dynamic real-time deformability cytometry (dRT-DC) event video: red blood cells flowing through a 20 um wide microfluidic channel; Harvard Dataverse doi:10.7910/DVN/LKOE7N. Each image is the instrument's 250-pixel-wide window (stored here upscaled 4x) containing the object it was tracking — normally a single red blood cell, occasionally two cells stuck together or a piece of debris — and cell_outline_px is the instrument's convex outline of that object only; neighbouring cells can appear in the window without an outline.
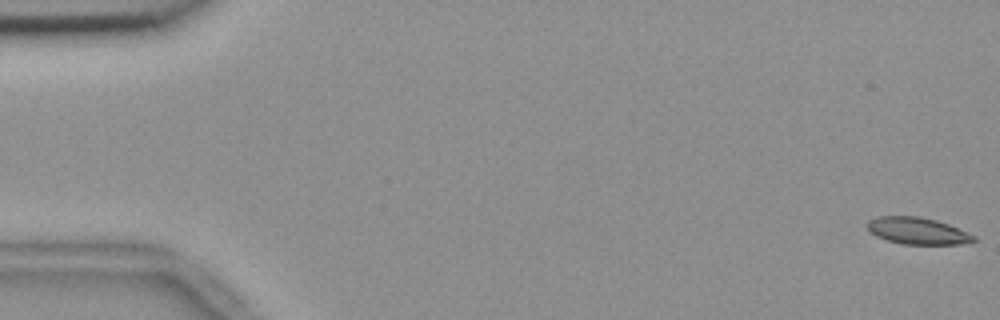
{"species": "common noctule bat (a hibernating species)", "species_latin": "Nyctalus noctula", "temperature_condition": "room temperature", "stored_images_in_passage": 56, "camera_frame_rate_fps": 3000, "um_per_image_px": 0.085, "animal": {"sex": "female", "body_mass_g": 18.4}, "frame": {"image": 1, "passage_image": 1, "time_ms": 0.0, "image_size_px": [1000, 320], "cell_outline_px": [[976, 240], [960, 244], [904, 244], [888, 240], [876, 236], [868, 228], [868, 220], [876, 216], [920, 216], [936, 220], [948, 224], [976, 236]], "centroid_in_image_um": [77.99, 19.61], "position_along_channel_um": 7.0, "area_um2": 16.47}}
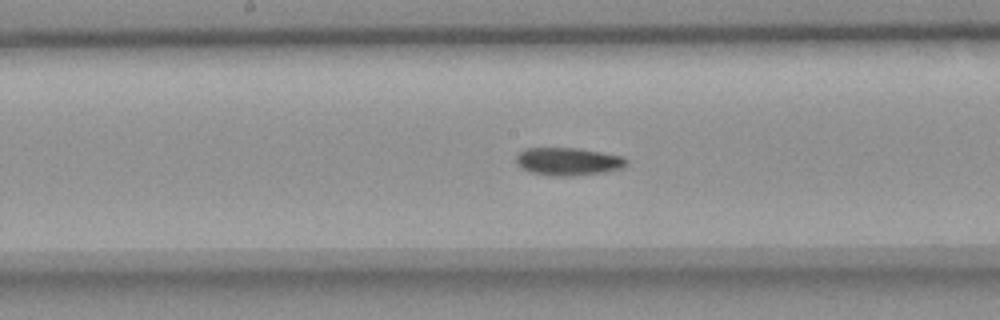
{"frame": {"image": 2, "passage_image": 29, "time_ms": 9.333, "image_size_px": [1000, 320], "cell_outline_px": [[628, 164], [624, 168], [604, 172], [572, 176], [552, 176], [532, 172], [520, 168], [516, 164], [516, 156], [524, 148], [576, 148], [624, 156], [628, 160]], "centroid_in_image_um": [48.31, 13.73], "position_along_channel_um": 199.9, "area_um2": 18.03}}
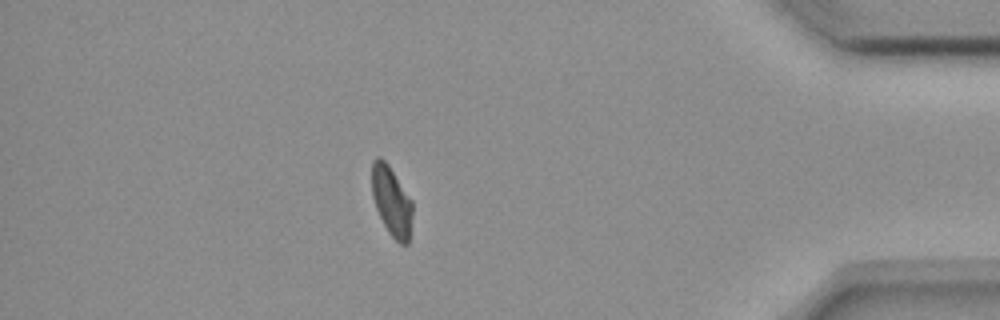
{"frame": {"image": 3, "passage_image": 49, "time_ms": 16.0, "image_size_px": [1000, 320], "cell_outline_px": [[412, 216], [408, 244], [400, 244], [388, 232], [376, 208], [372, 196], [372, 160], [376, 156], [380, 156], [388, 164], [412, 200]], "centroid_in_image_um": [33.28, 17.08], "position_along_channel_um": 401.9, "area_um2": 16.42}, "authors_computed_cell_mechanics": {"area_um2": 17.2822, "velocity_mm_per_s": 3.6626, "shape_relaxation_time_tau1_ms": null, "shape_relaxation_time_tau2_ms": 6.2765, "deformation_change_tau1": null, "deformation_change_tau2": 0.0963}}